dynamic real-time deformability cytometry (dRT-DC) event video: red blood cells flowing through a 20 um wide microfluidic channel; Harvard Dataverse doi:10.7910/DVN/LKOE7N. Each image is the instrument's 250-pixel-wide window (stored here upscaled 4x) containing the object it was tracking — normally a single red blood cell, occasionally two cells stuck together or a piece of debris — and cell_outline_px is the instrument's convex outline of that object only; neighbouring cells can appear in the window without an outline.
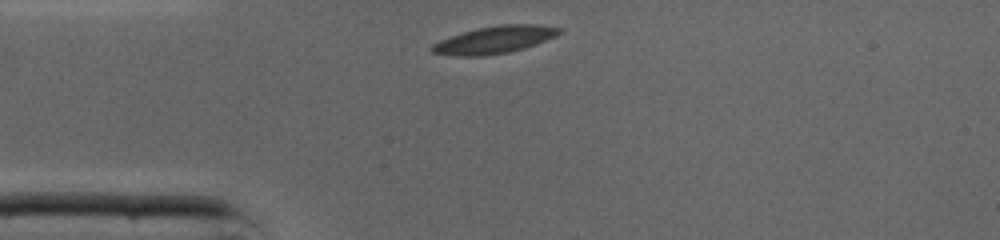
{"species": "common noctule bat (a hibernating species)", "species_latin": "Nyctalus noctula", "temperature_condition": "cold", "stored_images_in_passage": 28, "camera_frame_rate_fps": 3000, "um_per_image_px": 0.085, "animal": {"sex": "male", "body_mass_g": 19.0, "forearm_length_mm": 50.8}, "frame": {"image": 1, "passage_image": 1, "time_ms": 0.0, "image_size_px": [1000, 240], "cell_outline_px": [[564, 28], [556, 36], [536, 44], [524, 48], [508, 52], [484, 56], [460, 56], [432, 52], [428, 48], [432, 44], [440, 40], [476, 28], [500, 24], [536, 24]], "centroid_in_image_um": [42.05, 3.37], "position_along_channel_um": 42.9, "area_um2": 20.23}}
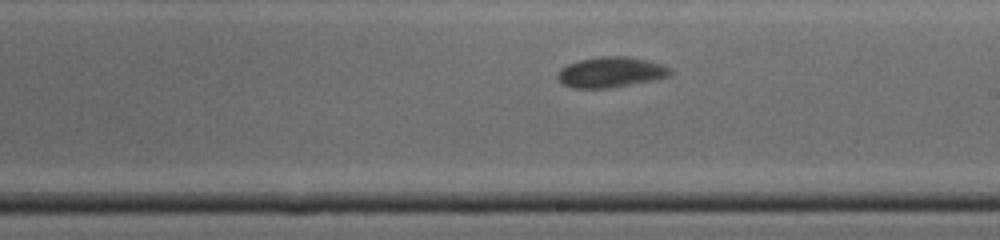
{"frame": {"image": 2, "passage_image": 16, "time_ms": 5.0, "image_size_px": [1000, 240], "cell_outline_px": [[672, 72], [668, 76], [656, 80], [608, 88], [572, 88], [564, 84], [556, 76], [568, 64], [580, 60], [600, 56], [628, 56], [648, 60], [672, 68]], "centroid_in_image_um": [51.97, 6.13], "position_along_channel_um": 237.0, "area_um2": 19.88}}
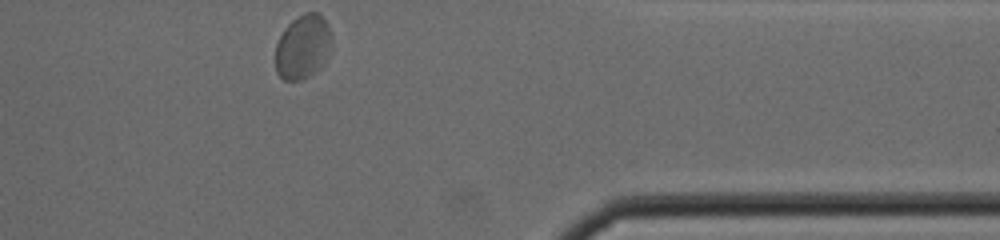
{"frame": {"image": 3, "passage_image": 28, "time_ms": 9.0, "image_size_px": [1000, 240], "cell_outline_px": [[332, 40], [324, 60], [320, 68], [316, 72], [300, 80], [284, 80], [276, 72], [276, 44], [284, 28], [292, 20], [304, 12], [316, 12], [328, 24], [332, 32]], "centroid_in_image_um": [25.73, 3.97], "position_along_channel_um": 385.7, "area_um2": 20.92}, "authors_computed_cell_mechanics": {"area_um2": 20.0566, "velocity_mm_per_s": 4.1948, "shape_relaxation_time_tau1_ms": 3.6593, "shape_relaxation_time_tau2_ms": 0.8784, "deformation_change_tau1": 0.1258, "deformation_change_tau2": 0.0371}}